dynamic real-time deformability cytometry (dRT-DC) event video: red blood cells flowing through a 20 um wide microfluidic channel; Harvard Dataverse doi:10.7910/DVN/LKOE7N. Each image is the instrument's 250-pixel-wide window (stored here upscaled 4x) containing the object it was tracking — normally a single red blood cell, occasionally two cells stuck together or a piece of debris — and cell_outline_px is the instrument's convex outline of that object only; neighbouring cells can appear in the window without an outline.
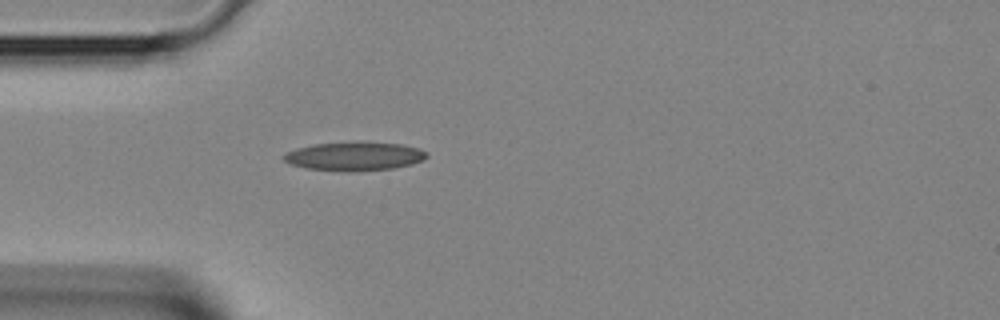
{"species": "Egyptian fruit bat (a non-hibernating species)", "species_latin": "Rousettus aegyptiacus", "temperature_condition": "room temperature", "stored_images_in_passage": 1, "camera_frame_rate_fps": 3000, "um_per_image_px": 0.085, "animal": {"sex": "female"}, "frame": {"image": 1, "passage_image": 1, "time_ms": 0.0, "image_size_px": [1000, 320], "cell_outline_px": [[428, 156], [424, 160], [412, 164], [392, 168], [308, 168], [288, 164], [284, 160], [284, 156], [288, 152], [296, 148], [316, 144], [400, 144], [420, 148], [428, 152]], "centroid_in_image_um": [30.18, 13.26], "position_along_channel_um": 54.8, "area_um2": 21.85}}